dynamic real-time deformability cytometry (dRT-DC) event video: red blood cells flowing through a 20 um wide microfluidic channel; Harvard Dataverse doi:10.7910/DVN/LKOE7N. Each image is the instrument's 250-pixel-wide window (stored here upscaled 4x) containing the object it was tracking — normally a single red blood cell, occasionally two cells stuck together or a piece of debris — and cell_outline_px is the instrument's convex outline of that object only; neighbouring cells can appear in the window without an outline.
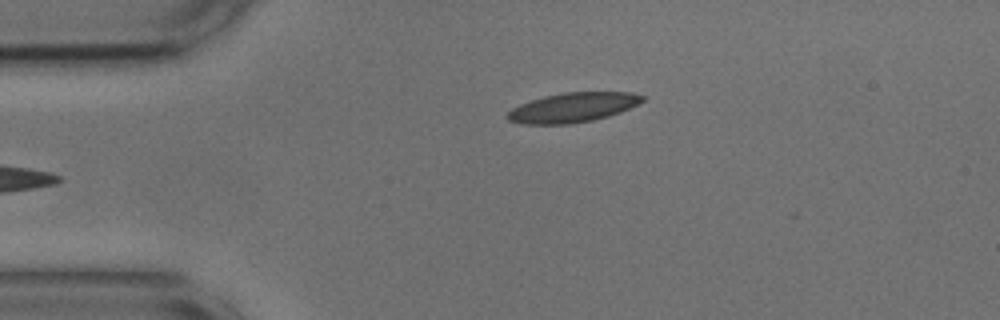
{"species": "common noctule bat (a hibernating species)", "species_latin": "Nyctalus noctula", "temperature_condition": "cold", "stored_images_in_passage": 3, "camera_frame_rate_fps": 3000, "um_per_image_px": 0.085, "animal": {"sex": "male", "body_mass_g": 17.9, "forearm_length_mm": 54.2}, "frame": {"image": 1, "passage_image": 3, "time_ms": 0.667, "image_size_px": [1000, 320], "cell_outline_px": [[648, 96], [644, 100], [620, 112], [608, 116], [592, 120], [572, 124], [520, 124], [508, 120], [504, 116], [512, 108], [520, 104], [544, 96], [564, 92], [632, 92]], "centroid_in_image_um": [48.68, 9.13], "position_along_channel_um": 36.3, "area_um2": 23.35}}